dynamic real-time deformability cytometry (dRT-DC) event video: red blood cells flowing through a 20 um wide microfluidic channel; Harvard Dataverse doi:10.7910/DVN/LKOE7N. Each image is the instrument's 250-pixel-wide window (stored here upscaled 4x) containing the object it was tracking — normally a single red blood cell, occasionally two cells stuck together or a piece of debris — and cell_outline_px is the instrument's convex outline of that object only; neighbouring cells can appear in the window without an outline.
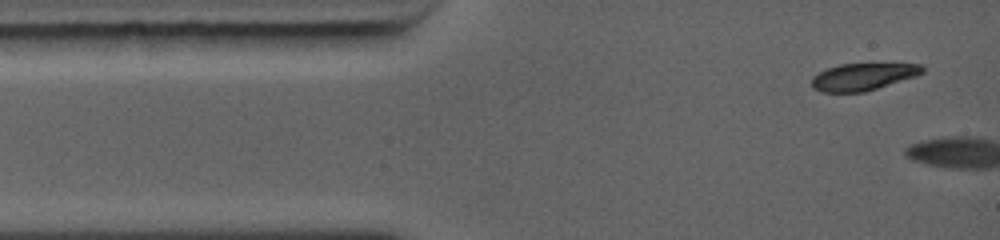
{"species": "common noctule bat (a hibernating species)", "species_latin": "Nyctalus noctula", "temperature_condition": "warm", "stored_images_in_passage": 2, "camera_frame_rate_fps": 5000, "um_per_image_px": 0.085, "animal": {"sex": "female", "body_mass_g": 19.0, "forearm_length_mm": 56.7}, "frame": {"image": 1, "passage_image": 1, "time_ms": 0.0, "image_size_px": [1000, 240], "cell_outline_px": [[924, 72], [916, 76], [864, 92], [820, 92], [812, 88], [812, 76], [828, 68], [840, 64], [924, 64]], "centroid_in_image_um": [73.35, 6.52], "position_along_channel_um": 11.7, "area_um2": 17.4}}